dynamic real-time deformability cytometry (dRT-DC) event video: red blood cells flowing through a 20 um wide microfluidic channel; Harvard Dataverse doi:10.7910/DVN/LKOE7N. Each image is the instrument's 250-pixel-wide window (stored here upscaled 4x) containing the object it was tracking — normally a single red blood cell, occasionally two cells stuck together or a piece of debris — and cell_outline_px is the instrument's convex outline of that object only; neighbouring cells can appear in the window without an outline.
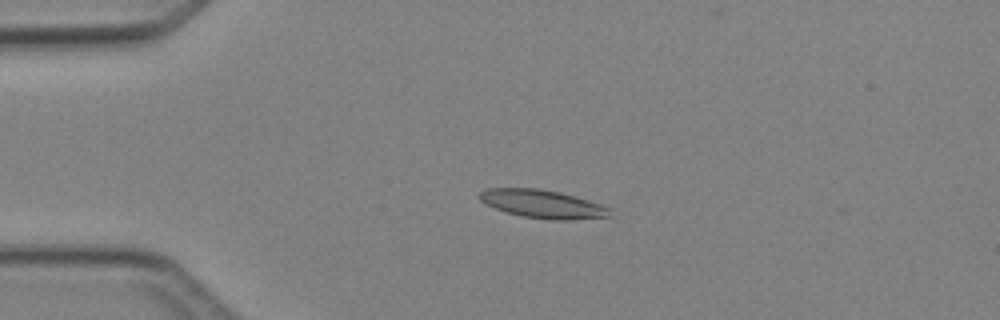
{"species": "Egyptian fruit bat (a non-hibernating species)", "species_latin": "Rousettus aegyptiacus", "temperature_condition": "cold", "stored_images_in_passage": 5, "camera_frame_rate_fps": 3000, "um_per_image_px": 0.085, "animal": {"sex": "female"}, "frame": {"image": 1, "passage_image": 3, "time_ms": 2.333, "image_size_px": [1000, 320], "cell_outline_px": [[612, 216], [564, 220], [552, 220], [520, 216], [496, 208], [480, 200], [476, 196], [480, 192], [488, 188], [536, 188], [560, 192], [588, 200], [612, 208]], "centroid_in_image_um": [46.14, 17.34], "position_along_channel_um": 38.9, "area_um2": 21.39}}
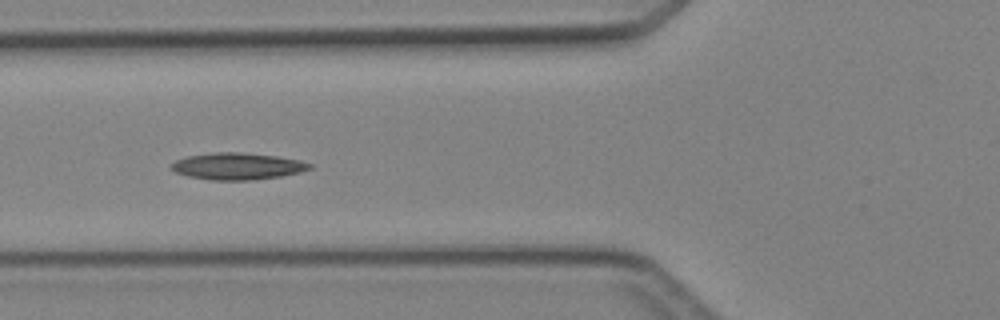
{"frame": {"image": 2, "passage_image": 5, "time_ms": 4.667, "image_size_px": [1000, 320], "cell_outline_px": [[312, 168], [300, 172], [280, 176], [252, 180], [212, 180], [188, 176], [176, 172], [168, 168], [176, 160], [188, 156], [212, 152], [240, 152], [276, 156], [300, 160], [312, 164]], "centroid_in_image_um": [20.17, 14.12], "position_along_channel_um": 105.6, "area_um2": 21.56}}